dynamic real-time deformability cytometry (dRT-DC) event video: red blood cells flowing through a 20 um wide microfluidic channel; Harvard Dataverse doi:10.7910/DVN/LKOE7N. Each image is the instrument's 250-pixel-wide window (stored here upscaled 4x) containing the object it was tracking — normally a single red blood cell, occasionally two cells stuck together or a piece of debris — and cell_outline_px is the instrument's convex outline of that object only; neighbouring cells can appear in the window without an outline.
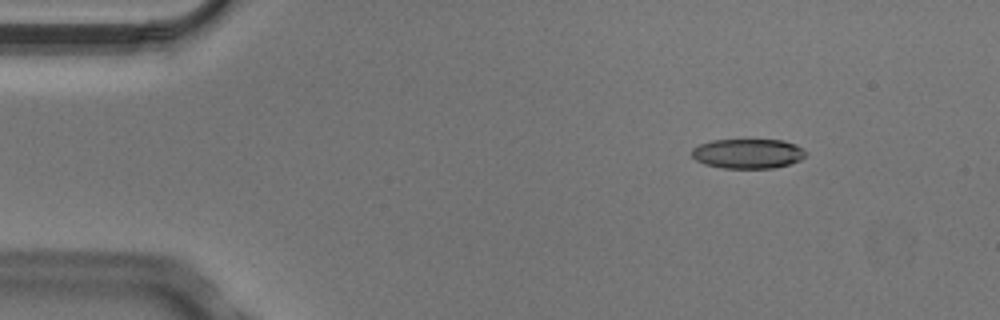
{"species": "Egyptian fruit bat (a non-hibernating species)", "species_latin": "Rousettus aegyptiacus", "temperature_condition": "cold", "stored_images_in_passage": 6, "camera_frame_rate_fps": 3000, "um_per_image_px": 0.085, "animal": {"sex": "male"}, "frame": {"image": 1, "passage_image": 1, "time_ms": 0.0, "image_size_px": [1000, 320], "cell_outline_px": [[808, 152], [800, 160], [788, 164], [772, 168], [724, 168], [704, 164], [696, 160], [692, 156], [692, 148], [700, 144], [712, 140], [784, 140], [796, 144]], "centroid_in_image_um": [63.57, 13.05], "position_along_channel_um": 21.4, "area_um2": 19.71}}
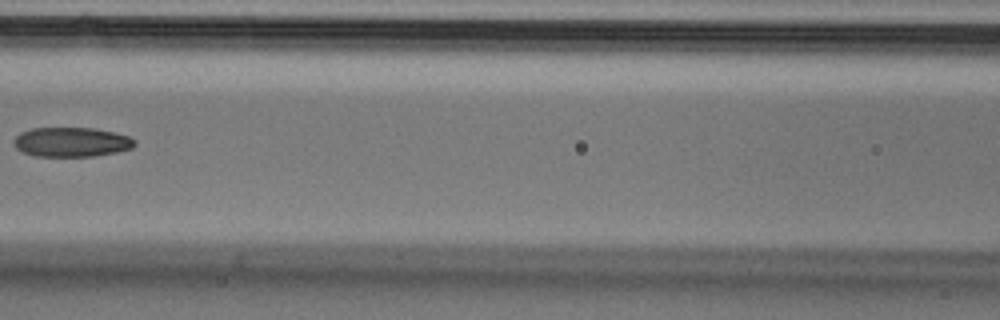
{"frame": {"image": 2, "passage_image": 5, "time_ms": 1.333, "image_size_px": [1000, 320], "cell_outline_px": [[136, 144], [132, 148], [116, 152], [92, 156], [36, 156], [20, 152], [12, 144], [12, 140], [20, 132], [32, 128], [92, 128], [112, 132], [128, 136], [136, 140]], "centroid_in_image_um": [6.02, 12.07], "position_along_channel_um": 160.6, "area_um2": 20.87}}
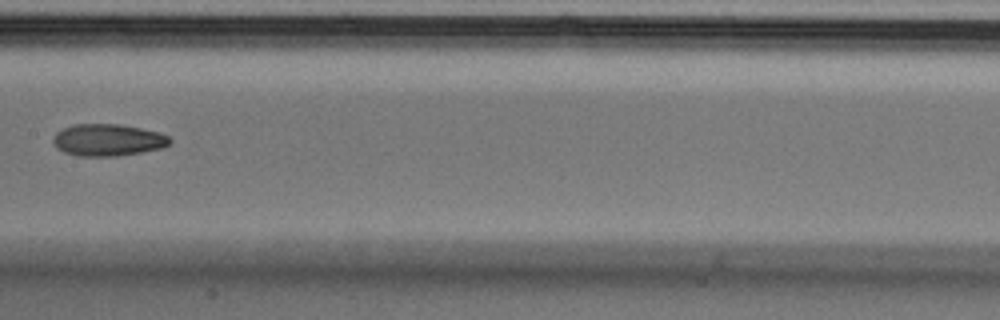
{"frame": {"image": 3, "passage_image": 6, "time_ms": 1.667, "image_size_px": [1000, 320], "cell_outline_px": [[172, 140], [164, 148], [116, 156], [80, 156], [64, 152], [56, 148], [52, 140], [56, 132], [72, 124], [120, 124], [160, 132], [168, 136]], "centroid_in_image_um": [9.16, 11.89], "position_along_channel_um": 198.2, "area_um2": 21.79}}